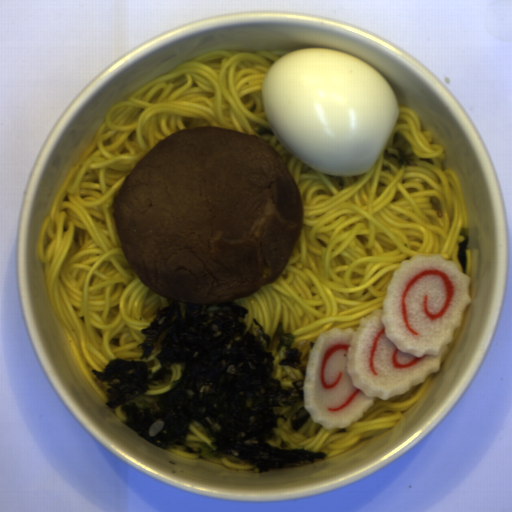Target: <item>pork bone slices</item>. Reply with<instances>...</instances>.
Instances as JSON below:
<instances>
[{
  "instance_id": "obj_1",
  "label": "pork bone slices",
  "mask_w": 512,
  "mask_h": 512,
  "mask_svg": "<svg viewBox=\"0 0 512 512\" xmlns=\"http://www.w3.org/2000/svg\"><path fill=\"white\" fill-rule=\"evenodd\" d=\"M111 215L141 283L201 305L249 297L277 280L299 242L304 200L266 140L193 126L141 157Z\"/></svg>"
}]
</instances>
